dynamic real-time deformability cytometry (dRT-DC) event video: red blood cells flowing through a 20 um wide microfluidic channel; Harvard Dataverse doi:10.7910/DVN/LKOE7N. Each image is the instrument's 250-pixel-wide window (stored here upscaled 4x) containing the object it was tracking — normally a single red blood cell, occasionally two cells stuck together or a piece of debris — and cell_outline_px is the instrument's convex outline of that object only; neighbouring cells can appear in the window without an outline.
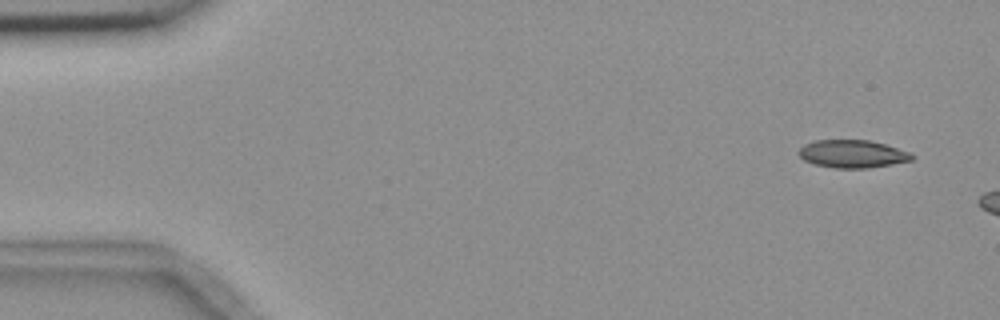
{"species": "common noctule bat (a hibernating species)", "species_latin": "Nyctalus noctula", "temperature_condition": "room temperature", "stored_images_in_passage": 3, "camera_frame_rate_fps": 3000, "um_per_image_px": 0.085, "animal": {"sex": "female", "body_mass_g": 18.4}, "frame": {"image": 1, "passage_image": 1, "time_ms": 0.0, "image_size_px": [1000, 320], "cell_outline_px": [[916, 156], [912, 160], [892, 164], [868, 168], [836, 168], [816, 164], [804, 160], [796, 152], [804, 144], [812, 140], [868, 140], [884, 144], [912, 152]], "centroid_in_image_um": [72.47, 13.07], "position_along_channel_um": 12.5, "area_um2": 18.44}}